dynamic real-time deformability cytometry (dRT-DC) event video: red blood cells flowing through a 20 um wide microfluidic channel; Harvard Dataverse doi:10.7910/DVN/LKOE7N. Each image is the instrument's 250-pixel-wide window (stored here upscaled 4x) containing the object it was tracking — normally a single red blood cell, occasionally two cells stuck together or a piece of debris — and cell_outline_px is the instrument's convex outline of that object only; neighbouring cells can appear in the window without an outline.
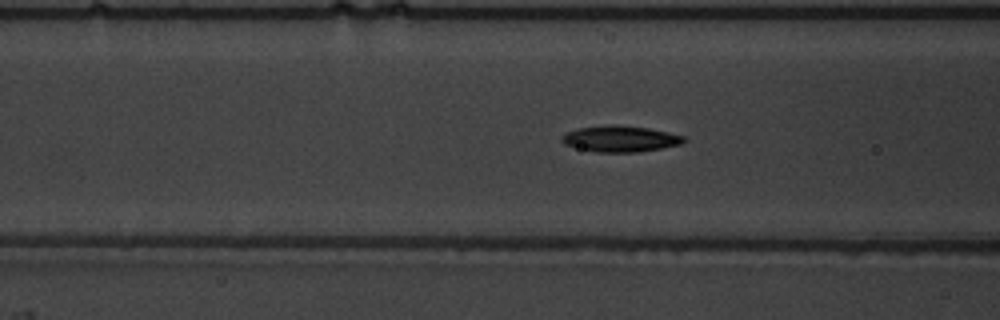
{"species": "common noctule bat (a hibernating species)", "species_latin": "Nyctalus noctula", "temperature_condition": "warm", "stored_images_in_passage": 37, "camera_frame_rate_fps": 3000, "um_per_image_px": 0.085, "animal": {"sex": "male", "body_mass_g": 19.5, "forearm_length_mm": 54.6}, "frame": {"image": 1, "passage_image": 9, "time_ms": 2.667, "image_size_px": [1000, 320], "cell_outline_px": [[688, 140], [680, 144], [640, 152], [596, 152], [564, 144], [560, 140], [560, 136], [568, 132], [580, 128], [608, 124], [648, 128], [668, 132], [684, 136]], "centroid_in_image_um": [52.73, 11.8], "position_along_channel_um": 113.9, "area_um2": 18.44}}
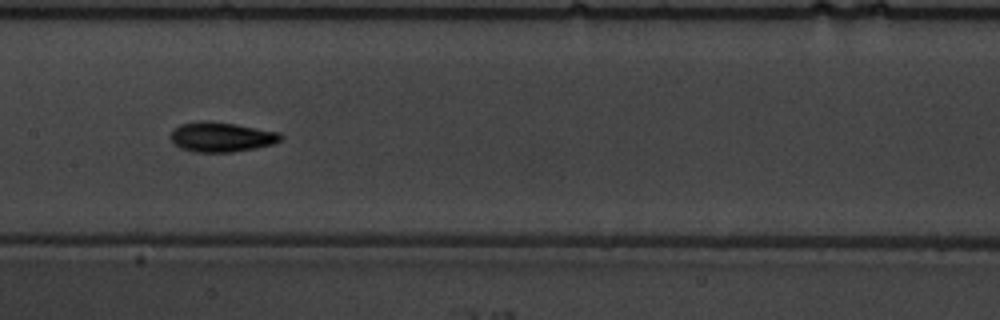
{"frame": {"image": 2, "passage_image": 15, "time_ms": 4.667, "image_size_px": [1000, 320], "cell_outline_px": [[284, 136], [280, 140], [272, 144], [256, 148], [232, 152], [196, 152], [180, 148], [172, 140], [172, 132], [180, 124], [196, 120], [208, 120], [236, 124], [280, 132]], "centroid_in_image_um": [18.84, 11.63], "position_along_channel_um": 188.6, "area_um2": 19.13}}
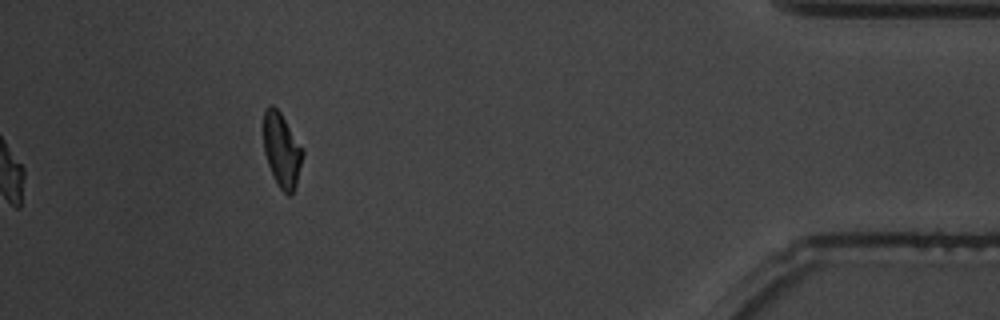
{"frame": {"image": 3, "passage_image": 37, "time_ms": 12.0, "image_size_px": [1000, 320], "cell_outline_px": [[304, 152], [296, 184], [292, 196], [288, 196], [280, 188], [268, 164], [264, 152], [264, 108], [268, 104], [272, 104], [280, 112], [304, 148]], "centroid_in_image_um": [23.96, 12.73], "position_along_channel_um": 411.2, "area_um2": 16.94}, "authors_computed_cell_mechanics": {"area_um2": 17.9758, "velocity_mm_per_s": 3.739, "shape_relaxation_time_tau1_ms": 3.9173, "shape_relaxation_time_tau2_ms": 2.913, "deformation_change_tau1": 0.171, "deformation_change_tau2": 0.0894}}